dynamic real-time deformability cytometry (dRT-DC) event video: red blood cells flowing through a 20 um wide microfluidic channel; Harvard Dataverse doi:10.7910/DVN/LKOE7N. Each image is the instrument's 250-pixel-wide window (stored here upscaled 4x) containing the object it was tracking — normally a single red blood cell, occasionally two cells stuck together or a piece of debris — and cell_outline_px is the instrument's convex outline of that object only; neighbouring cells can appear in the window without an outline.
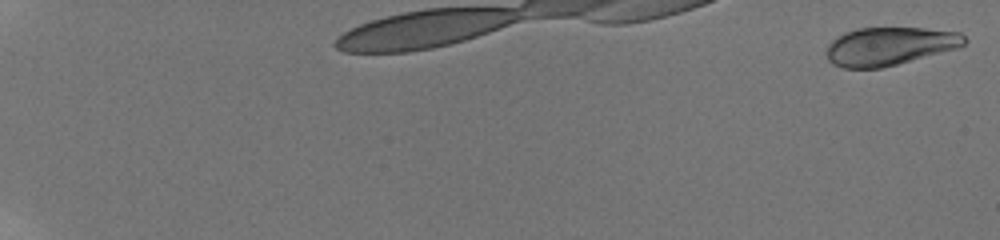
{"species": "human", "species_latin": "Homo sapiens", "temperature_condition": "room temperature", "stored_images_in_passage": 6, "camera_frame_rate_fps": 3000, "um_per_image_px": 0.085, "donor": {"sex": "male"}, "frame": {"image": 1, "passage_image": 1, "time_ms": 0.0, "image_size_px": [1000, 240], "cell_outline_px": [[968, 40], [964, 44], [956, 48], [896, 64], [880, 68], [844, 68], [832, 64], [828, 60], [824, 52], [828, 44], [832, 40], [844, 32], [856, 28], [924, 28], [960, 32]], "centroid_in_image_um": [75.55, 3.92], "position_along_channel_um": 9.4, "area_um2": 30.63}}
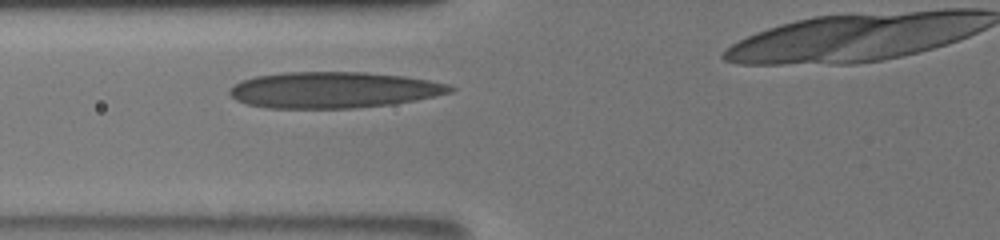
{"frame": {"image": 2, "passage_image": 5, "time_ms": 2.667, "image_size_px": [1000, 240], "cell_outline_px": [[456, 88], [452, 92], [416, 100], [392, 104], [352, 108], [268, 108], [248, 104], [236, 100], [228, 92], [228, 88], [240, 80], [256, 76], [284, 72], [364, 72], [404, 76], [428, 80], [448, 84]], "centroid_in_image_um": [28.32, 7.64], "position_along_channel_um": 97.5, "area_um2": 46.53}}